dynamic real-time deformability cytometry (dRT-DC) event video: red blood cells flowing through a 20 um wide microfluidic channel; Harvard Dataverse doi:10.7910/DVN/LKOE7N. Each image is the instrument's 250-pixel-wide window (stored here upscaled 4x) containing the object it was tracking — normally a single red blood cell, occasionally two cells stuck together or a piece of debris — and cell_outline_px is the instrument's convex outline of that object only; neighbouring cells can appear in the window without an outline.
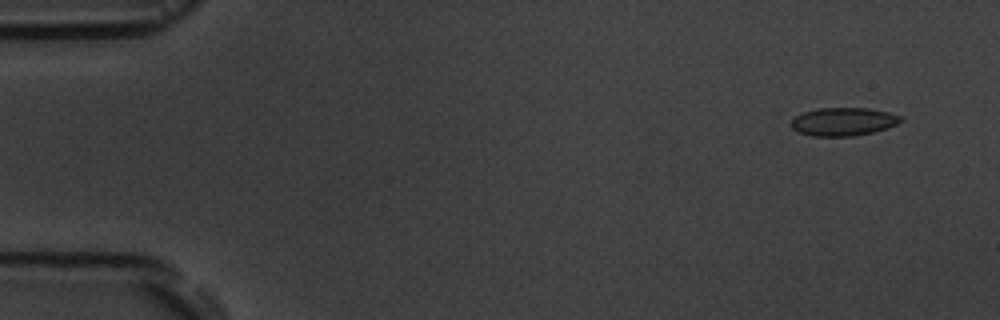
{"species": "common noctule bat (a hibernating species)", "species_latin": "Nyctalus noctula", "temperature_condition": "room temperature", "stored_images_in_passage": 7, "camera_frame_rate_fps": 3000, "um_per_image_px": 0.085, "animal": {"sex": "male", "body_mass_g": 19.5, "forearm_length_mm": 54.6}, "frame": {"image": 1, "passage_image": 2, "time_ms": 1.0, "image_size_px": [1000, 320], "cell_outline_px": [[904, 120], [888, 128], [872, 132], [852, 136], [812, 136], [800, 132], [792, 128], [792, 120], [796, 116], [804, 112], [820, 108], [868, 108], [888, 112], [900, 116]], "centroid_in_image_um": [71.71, 10.34], "position_along_channel_um": 13.3, "area_um2": 17.8}}
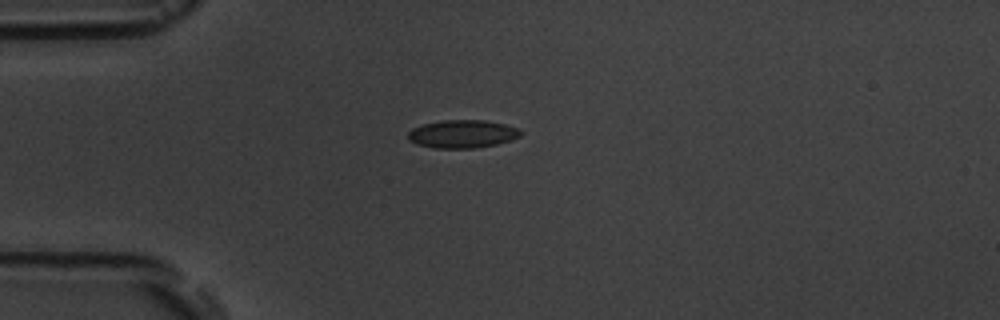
{"frame": {"image": 2, "passage_image": 5, "time_ms": 4.667, "image_size_px": [1000, 320], "cell_outline_px": [[524, 132], [520, 136], [512, 140], [496, 144], [472, 148], [432, 148], [416, 144], [408, 140], [408, 132], [412, 128], [424, 124], [440, 120], [484, 120], [504, 124], [520, 128]], "centroid_in_image_um": [39.31, 11.38], "position_along_channel_um": 45.7, "area_um2": 18.55}}
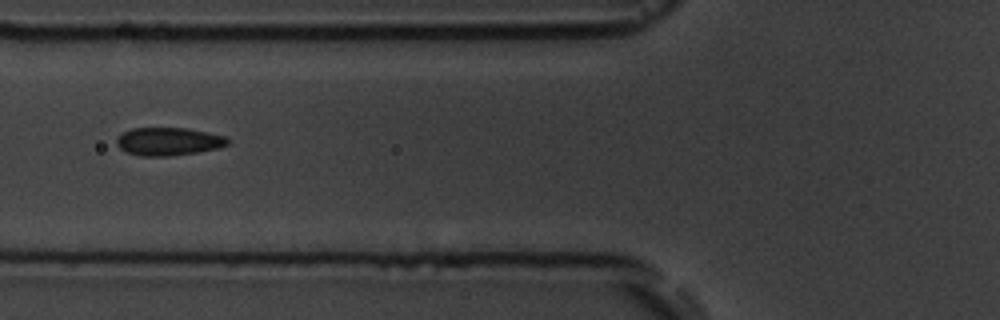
{"frame": {"image": 3, "passage_image": 7, "time_ms": 7.0, "image_size_px": [1000, 320], "cell_outline_px": [[232, 140], [228, 144], [220, 148], [200, 152], [168, 156], [140, 156], [128, 152], [120, 148], [116, 144], [116, 140], [124, 132], [132, 128], [188, 128], [208, 132], [224, 136]], "centroid_in_image_um": [14.38, 12.03], "position_along_channel_um": 111.4, "area_um2": 18.21}}